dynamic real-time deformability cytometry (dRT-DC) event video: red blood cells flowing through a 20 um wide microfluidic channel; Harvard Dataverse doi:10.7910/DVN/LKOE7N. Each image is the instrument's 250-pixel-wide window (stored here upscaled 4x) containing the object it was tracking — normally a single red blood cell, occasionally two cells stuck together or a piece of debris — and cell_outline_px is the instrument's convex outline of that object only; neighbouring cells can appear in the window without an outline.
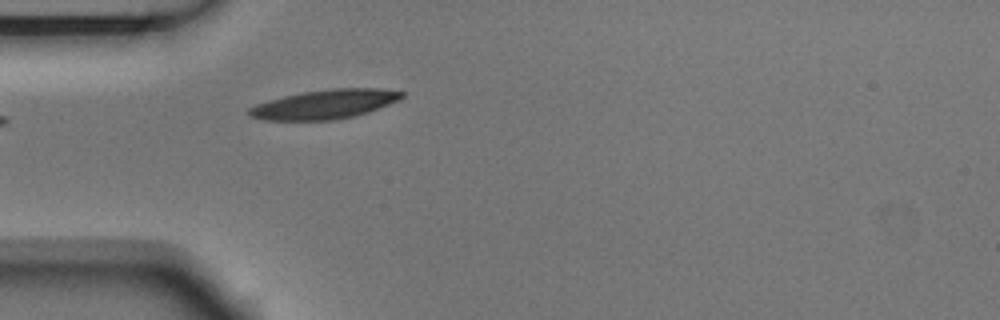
{"species": "Egyptian fruit bat (a non-hibernating species)", "species_latin": "Rousettus aegyptiacus", "temperature_condition": "room temperature", "stored_images_in_passage": 3, "camera_frame_rate_fps": 3000, "um_per_image_px": 0.085, "animal": {"sex": "male"}, "frame": {"image": 1, "passage_image": 3, "time_ms": 0.667, "image_size_px": [1000, 320], "cell_outline_px": [[404, 96], [400, 100], [368, 112], [352, 116], [332, 120], [264, 120], [248, 116], [248, 108], [256, 104], [268, 100], [284, 96], [304, 92], [332, 88], [380, 88], [404, 92]], "centroid_in_image_um": [27.6, 8.86], "position_along_channel_um": 57.4, "area_um2": 25.95}}